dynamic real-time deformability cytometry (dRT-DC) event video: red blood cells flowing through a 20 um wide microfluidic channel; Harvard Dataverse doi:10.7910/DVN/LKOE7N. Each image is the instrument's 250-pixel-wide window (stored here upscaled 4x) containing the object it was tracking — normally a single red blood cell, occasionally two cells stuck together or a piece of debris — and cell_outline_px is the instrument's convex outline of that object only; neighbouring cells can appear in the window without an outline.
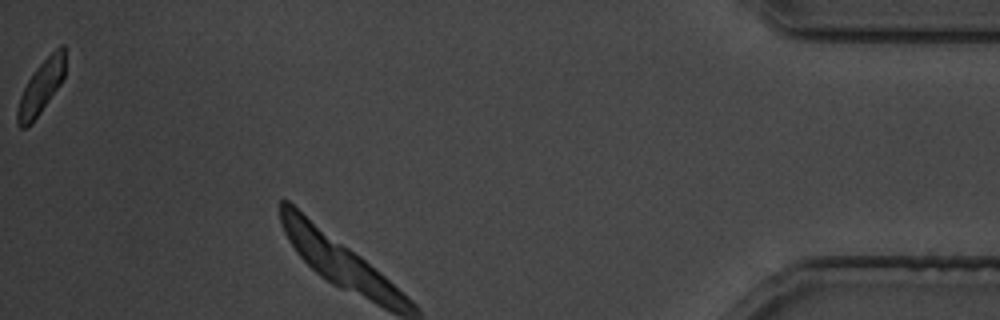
{"species": "common noctule bat (a hibernating species)", "species_latin": "Nyctalus noctula", "temperature_condition": "cold", "stored_images_in_passage": 23, "camera_frame_rate_fps": 3000, "um_per_image_px": 0.085, "animal": {"sex": "male", "body_mass_g": 19.5, "forearm_length_mm": 54.6}, "frame": {"image": 1, "passage_image": 23, "time_ms": 26.667, "image_size_px": [1000, 320], "cell_outline_px": [[64, 76], [60, 84], [32, 124], [24, 128], [20, 128], [16, 124], [16, 108], [20, 96], [28, 80], [36, 68], [60, 44], [64, 44]], "centroid_in_image_um": [3.45, 7.45], "position_along_channel_um": 431.8, "area_um2": 14.68}}